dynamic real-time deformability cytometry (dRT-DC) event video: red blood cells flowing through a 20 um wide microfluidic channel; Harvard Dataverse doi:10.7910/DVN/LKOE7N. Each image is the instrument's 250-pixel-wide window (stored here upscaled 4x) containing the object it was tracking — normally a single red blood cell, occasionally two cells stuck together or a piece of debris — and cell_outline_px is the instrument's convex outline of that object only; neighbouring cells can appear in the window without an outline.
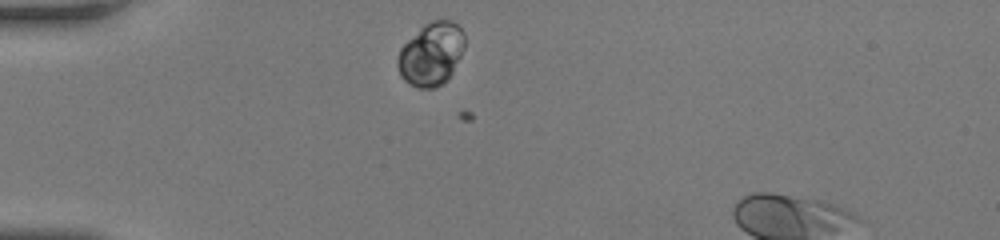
{"species": "human", "species_latin": "Homo sapiens", "temperature_condition": "room temperature", "stored_images_in_passage": 36, "camera_frame_rate_fps": 3000, "um_per_image_px": 0.085, "donor": {"sex": "female"}, "frame": {"image": 1, "passage_image": 1, "time_ms": 0.0, "image_size_px": [1000, 240], "cell_outline_px": [[464, 48], [448, 80], [436, 88], [420, 88], [404, 80], [400, 76], [396, 64], [396, 60], [400, 48], [424, 24], [432, 20], [452, 20], [464, 32]], "centroid_in_image_um": [36.64, 4.59], "position_along_channel_um": 48.4, "area_um2": 24.62}}
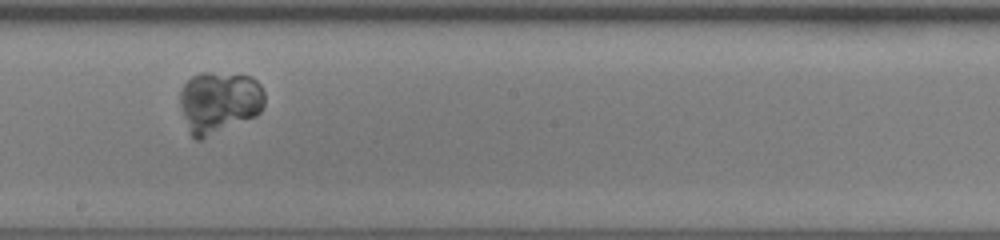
{"frame": {"image": 2, "passage_image": 17, "time_ms": 5.333, "image_size_px": [1000, 240], "cell_outline_px": [[264, 104], [260, 112], [256, 116], [200, 140], [196, 140], [192, 136], [180, 104], [180, 92], [184, 84], [192, 76], [200, 72], [212, 72], [248, 76], [256, 80], [260, 84], [264, 92]], "centroid_in_image_um": [18.64, 8.67], "position_along_channel_um": 229.6, "area_um2": 30.29}}
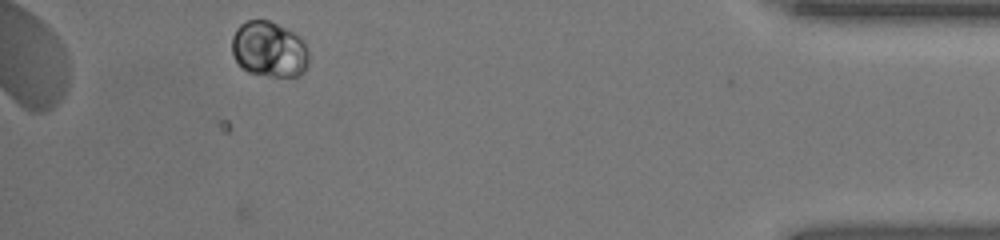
{"frame": {"image": 3, "passage_image": 35, "time_ms": 11.333, "image_size_px": [1000, 240], "cell_outline_px": [[308, 64], [296, 76], [272, 76], [248, 72], [236, 60], [232, 52], [232, 36], [236, 28], [240, 24], [248, 20], [268, 20], [292, 32], [304, 44], [308, 52]], "centroid_in_image_um": [22.83, 4.18], "position_along_channel_um": 412.4, "area_um2": 24.39}}